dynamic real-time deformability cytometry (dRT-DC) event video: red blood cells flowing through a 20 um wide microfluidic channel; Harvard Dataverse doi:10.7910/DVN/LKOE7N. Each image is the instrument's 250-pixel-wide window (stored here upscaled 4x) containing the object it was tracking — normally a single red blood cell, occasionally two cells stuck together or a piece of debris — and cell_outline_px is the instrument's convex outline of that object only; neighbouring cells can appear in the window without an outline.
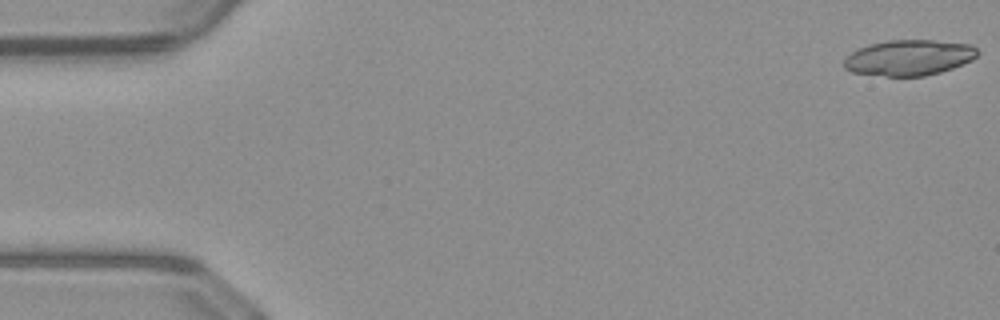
{"species": "common noctule bat (a hibernating species)", "species_latin": "Nyctalus noctula", "temperature_condition": "warm", "stored_images_in_passage": 18, "camera_frame_rate_fps": 3000, "um_per_image_px": 0.085, "animal": {"sex": "male", "body_mass_g": 23.1, "forearm_length_mm": 52.7}, "frame": {"image": 1, "passage_image": 1, "time_ms": 0.0, "image_size_px": [1000, 320], "cell_outline_px": [[980, 52], [972, 60], [952, 68], [940, 72], [924, 76], [888, 76], [852, 72], [844, 68], [844, 56], [868, 44], [888, 40], [932, 40], [972, 44]], "centroid_in_image_um": [77.26, 4.89], "position_along_channel_um": 7.7, "area_um2": 27.8}}